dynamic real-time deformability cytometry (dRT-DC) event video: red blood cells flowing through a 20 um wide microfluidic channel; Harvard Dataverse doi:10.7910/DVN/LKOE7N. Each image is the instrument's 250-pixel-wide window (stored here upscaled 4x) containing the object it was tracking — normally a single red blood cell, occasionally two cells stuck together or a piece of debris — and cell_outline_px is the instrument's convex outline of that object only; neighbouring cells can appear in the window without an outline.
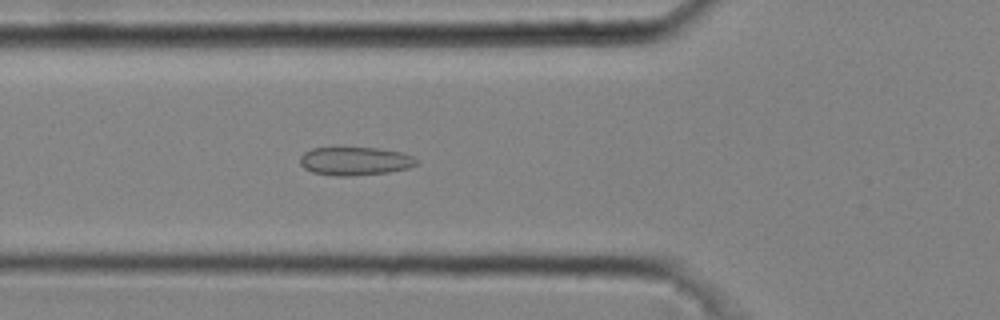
{"species": "common noctule bat (a hibernating species)", "species_latin": "Nyctalus noctula", "temperature_condition": "cold", "stored_images_in_passage": 36, "camera_frame_rate_fps": 3000, "um_per_image_px": 0.085, "animal": {"sex": "male", "body_mass_g": 20.4}, "frame": {"image": 1, "passage_image": 7, "time_ms": 2.0, "image_size_px": [1000, 320], "cell_outline_px": [[420, 164], [408, 168], [388, 172], [352, 176], [336, 176], [312, 172], [304, 168], [300, 164], [300, 156], [304, 152], [312, 148], [340, 144], [376, 148], [400, 152], [412, 156]], "centroid_in_image_um": [30.11, 13.64], "position_along_channel_um": 95.7, "area_um2": 20.11}}
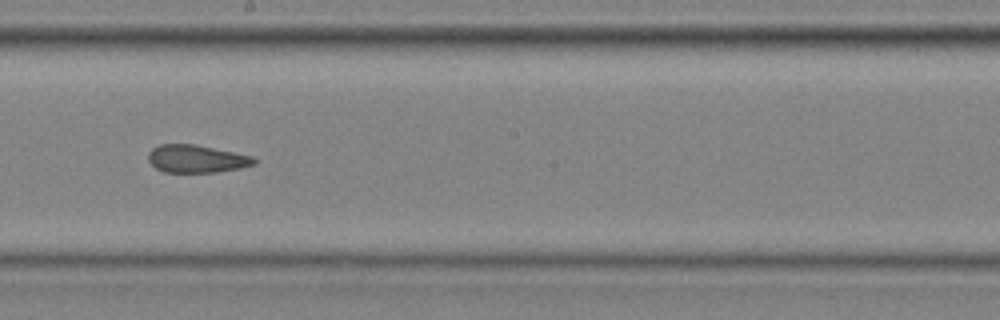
{"frame": {"image": 2, "passage_image": 17, "time_ms": 5.333, "image_size_px": [1000, 320], "cell_outline_px": [[256, 164], [240, 168], [216, 172], [164, 172], [156, 168], [148, 160], [148, 152], [152, 148], [160, 144], [196, 144], [252, 156], [256, 160]], "centroid_in_image_um": [16.69, 13.49], "position_along_channel_um": 231.5, "area_um2": 17.11}}
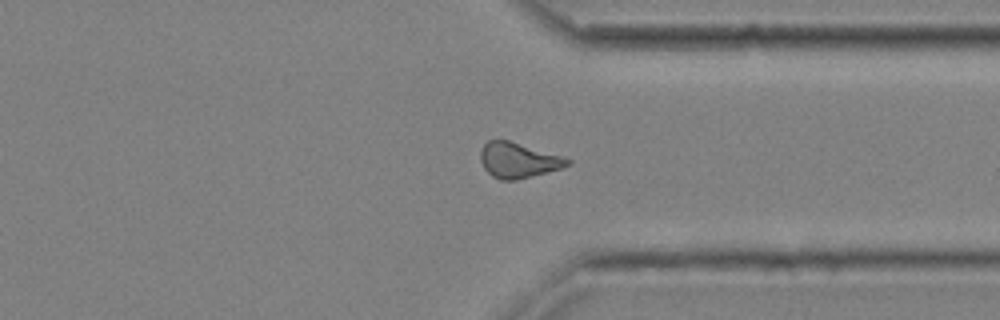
{"frame": {"image": 3, "passage_image": 27, "time_ms": 8.667, "image_size_px": [1000, 320], "cell_outline_px": [[572, 164], [560, 168], [516, 180], [500, 180], [492, 176], [484, 168], [480, 160], [480, 152], [484, 144], [488, 140], [508, 140], [560, 156], [572, 160]], "centroid_in_image_um": [44.01, 13.62], "position_along_channel_um": 367.4, "area_um2": 17.57}, "authors_computed_cell_mechanics": {"area_um2": 17.5423, "velocity_mm_per_s": 4.0761, "shape_relaxation_time_tau1_ms": null, "shape_relaxation_time_tau2_ms": 2.0396, "deformation_change_tau1": null, "deformation_change_tau2": 0.0889}}